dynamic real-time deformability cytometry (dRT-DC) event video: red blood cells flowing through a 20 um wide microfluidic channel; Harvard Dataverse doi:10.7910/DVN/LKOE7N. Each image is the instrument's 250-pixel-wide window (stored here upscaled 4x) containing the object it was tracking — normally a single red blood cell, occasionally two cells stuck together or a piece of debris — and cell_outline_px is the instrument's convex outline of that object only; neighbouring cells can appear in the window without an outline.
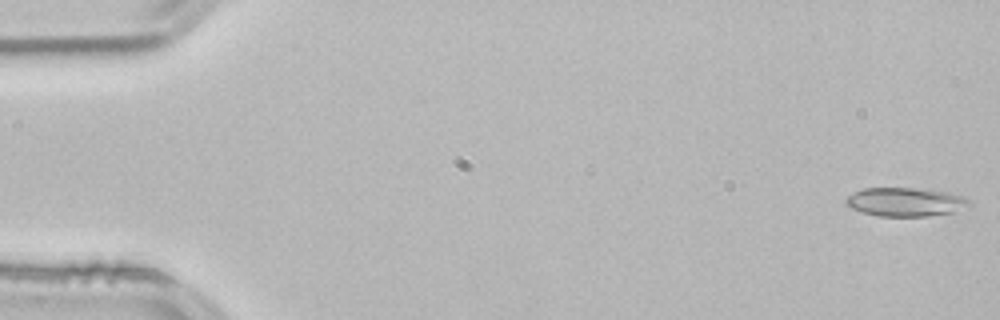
{"species": "common noctule bat (a hibernating species)", "species_latin": "Nyctalus noctula", "temperature_condition": "room temperature", "stored_images_in_passage": 53, "camera_frame_rate_fps": 3000, "um_per_image_px": 0.085, "animal": {"sex": "male", "body_mass_g": 21.5, "forearm_length_mm": 52.0}, "frame": {"image": 1, "passage_image": 1, "time_ms": 0.0, "image_size_px": [1000, 320], "cell_outline_px": [[972, 204], [956, 212], [928, 216], [876, 216], [860, 212], [844, 204], [844, 200], [848, 196], [864, 188], [912, 188], [948, 192], [964, 196]], "centroid_in_image_um": [76.96, 17.18], "position_along_channel_um": 8.0, "area_um2": 20.75}}
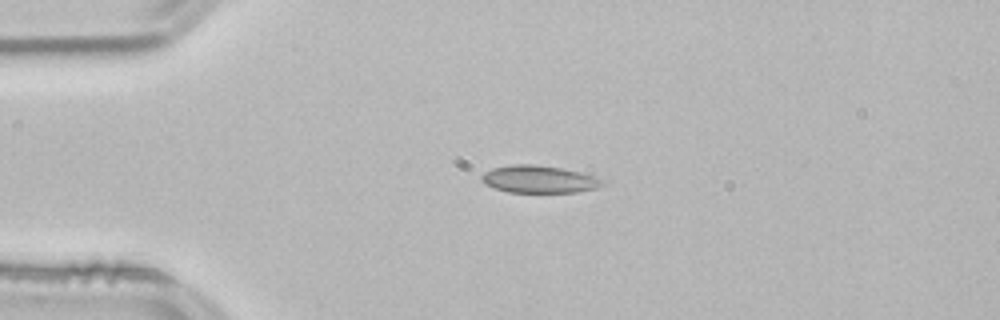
{"frame": {"image": 2, "passage_image": 12, "time_ms": 3.667, "image_size_px": [1000, 320], "cell_outline_px": [[604, 184], [596, 188], [576, 192], [508, 192], [484, 184], [480, 180], [480, 176], [484, 172], [492, 168], [512, 164], [532, 164], [560, 168], [592, 176], [604, 180]], "centroid_in_image_um": [45.75, 15.24], "position_along_channel_um": 39.3, "area_um2": 19.07}}
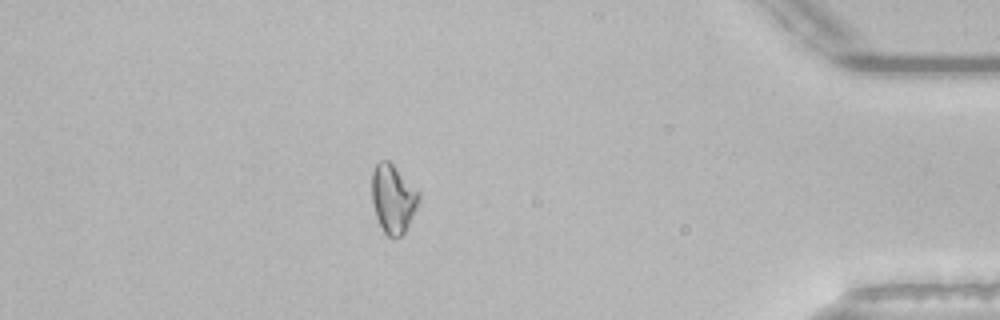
{"frame": {"image": 3, "passage_image": 46, "time_ms": 15.0, "image_size_px": [1000, 320], "cell_outline_px": [[420, 196], [416, 208], [404, 232], [396, 240], [392, 240], [384, 232], [376, 216], [372, 204], [372, 172], [376, 164], [380, 160], [388, 160], [420, 192]], "centroid_in_image_um": [33.4, 16.9], "position_along_channel_um": 401.8, "area_um2": 18.67}, "authors_computed_cell_mechanics": {"area_um2": 18.496, "velocity_mm_per_s": 3.8332, "shape_relaxation_time_tau1_ms": null, "shape_relaxation_time_tau2_ms": 1.5094, "deformation_change_tau1": null, "deformation_change_tau2": 0.0652}}